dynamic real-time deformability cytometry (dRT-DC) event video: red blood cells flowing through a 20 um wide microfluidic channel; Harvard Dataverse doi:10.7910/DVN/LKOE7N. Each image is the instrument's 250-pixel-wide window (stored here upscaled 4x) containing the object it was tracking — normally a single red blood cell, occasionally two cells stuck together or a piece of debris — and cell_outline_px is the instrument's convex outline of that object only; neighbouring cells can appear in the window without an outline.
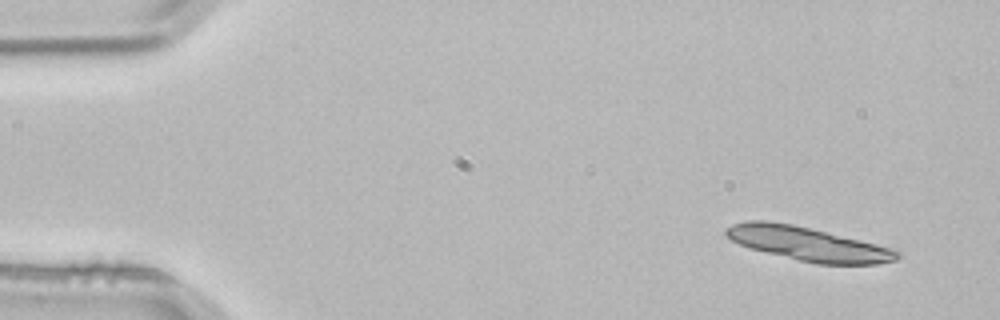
{"species": "common noctule bat (a hibernating species)", "species_latin": "Nyctalus noctula", "temperature_condition": "room temperature", "stored_images_in_passage": 2, "camera_frame_rate_fps": 3000, "um_per_image_px": 0.085, "animal": {"sex": "male", "body_mass_g": 21.5, "forearm_length_mm": 52.0}, "frame": {"image": 1, "passage_image": 1, "time_ms": 0.0, "image_size_px": [1000, 320], "cell_outline_px": [[900, 256], [896, 260], [876, 264], [816, 264], [748, 248], [732, 240], [724, 232], [724, 228], [732, 224], [744, 220], [768, 220], [792, 224], [860, 240], [876, 244], [900, 252]], "centroid_in_image_um": [68.61, 20.72], "position_along_channel_um": 16.4, "area_um2": 33.47}}